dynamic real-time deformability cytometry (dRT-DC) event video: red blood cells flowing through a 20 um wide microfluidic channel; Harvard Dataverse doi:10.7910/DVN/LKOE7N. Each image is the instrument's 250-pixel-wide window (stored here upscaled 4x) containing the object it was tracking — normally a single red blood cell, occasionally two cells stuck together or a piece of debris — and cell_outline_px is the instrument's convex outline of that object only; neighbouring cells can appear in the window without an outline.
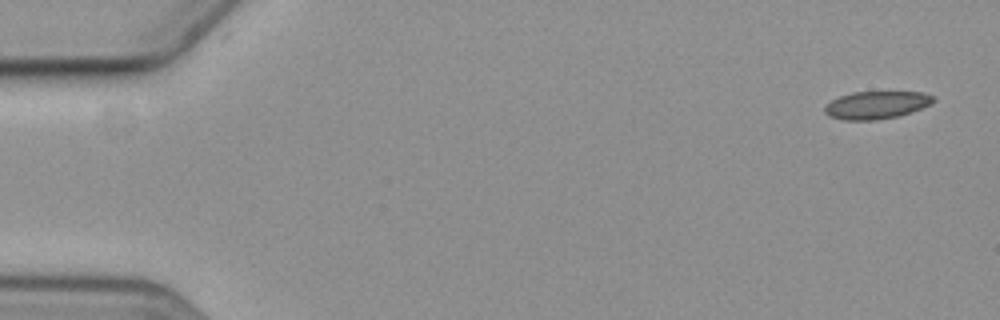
{"species": "common noctule bat (a hibernating species)", "species_latin": "Nyctalus noctula", "temperature_condition": "cold", "stored_images_in_passage": 6, "camera_frame_rate_fps": 3000, "um_per_image_px": 0.085, "animal": {"sex": "female", "body_mass_g": 19.3, "forearm_length_mm": 54.1}, "frame": {"image": 1, "passage_image": 1, "time_ms": 0.0, "image_size_px": [1000, 320], "cell_outline_px": [[936, 100], [920, 108], [896, 116], [872, 120], [844, 120], [828, 116], [824, 112], [824, 108], [832, 100], [840, 96], [852, 92], [924, 92], [936, 96]], "centroid_in_image_um": [74.48, 8.91], "position_along_channel_um": 10.5, "area_um2": 17.28}}